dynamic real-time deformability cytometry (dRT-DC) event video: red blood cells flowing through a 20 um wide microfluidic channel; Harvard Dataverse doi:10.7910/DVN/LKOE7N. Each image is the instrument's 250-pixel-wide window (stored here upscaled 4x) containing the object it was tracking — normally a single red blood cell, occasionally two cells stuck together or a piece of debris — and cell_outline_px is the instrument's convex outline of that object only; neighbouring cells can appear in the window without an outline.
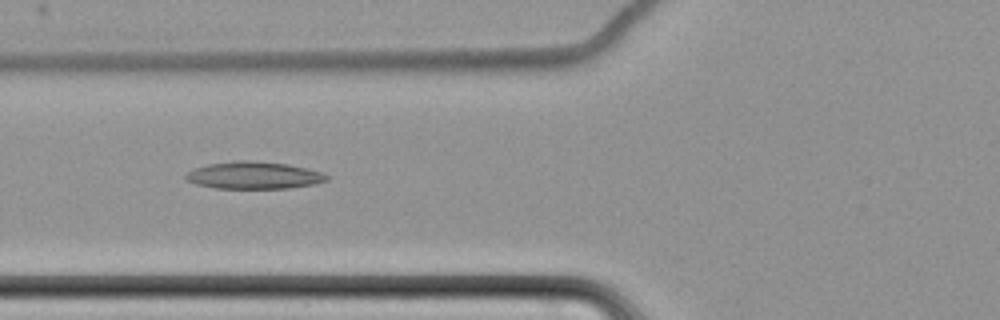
{"species": "common noctule bat (a hibernating species)", "species_latin": "Nyctalus noctula", "temperature_condition": "cold", "stored_images_in_passage": 9, "camera_frame_rate_fps": 3000, "um_per_image_px": 0.085, "animal": {"sex": "female", "body_mass_g": 22.7, "forearm_length_mm": 54.2}, "frame": {"image": 1, "passage_image": 8, "time_ms": 8.333, "image_size_px": [1000, 320], "cell_outline_px": [[328, 180], [312, 184], [288, 188], [216, 188], [196, 184], [188, 180], [184, 176], [188, 172], [196, 168], [208, 164], [236, 160], [252, 160], [288, 164], [308, 168], [324, 172], [328, 176]], "centroid_in_image_um": [21.61, 14.89], "position_along_channel_um": 104.2, "area_um2": 22.31}}
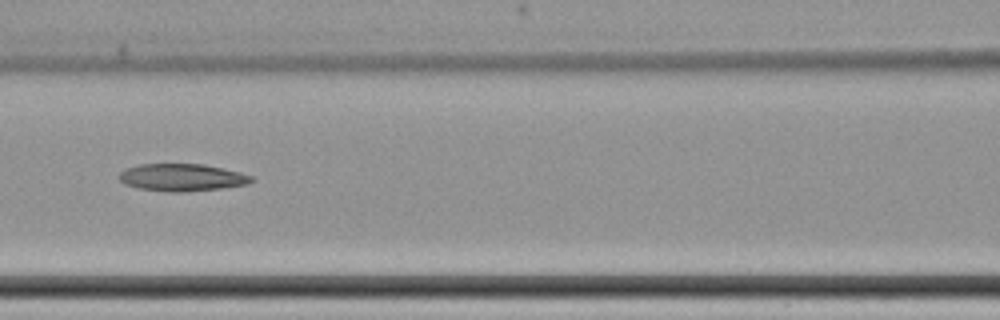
{"frame": {"image": 2, "passage_image": 9, "time_ms": 9.667, "image_size_px": [1000, 320], "cell_outline_px": [[252, 180], [248, 184], [224, 188], [184, 192], [168, 192], [140, 188], [124, 184], [120, 180], [120, 172], [128, 168], [140, 164], [204, 164], [224, 168], [240, 172], [252, 176]], "centroid_in_image_um": [15.5, 15.08], "position_along_channel_um": 151.1, "area_um2": 21.04}}